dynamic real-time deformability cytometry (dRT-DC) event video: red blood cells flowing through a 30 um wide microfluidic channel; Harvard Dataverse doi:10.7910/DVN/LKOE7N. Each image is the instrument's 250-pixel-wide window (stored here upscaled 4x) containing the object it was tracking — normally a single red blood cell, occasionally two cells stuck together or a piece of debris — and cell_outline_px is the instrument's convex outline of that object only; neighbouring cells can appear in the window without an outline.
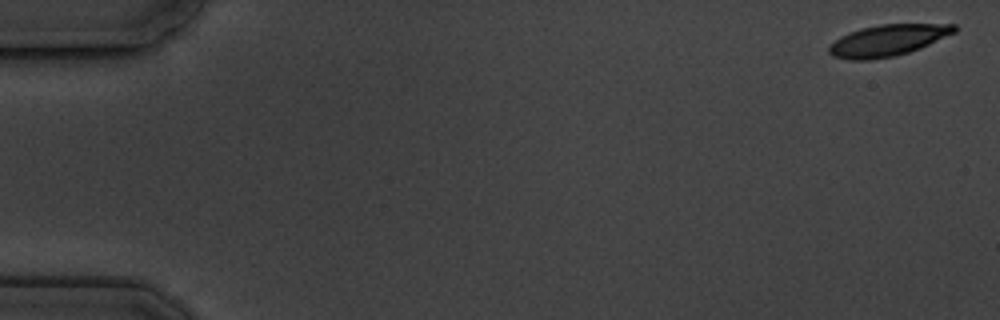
{"species": "common noctule bat (a hibernating species)", "species_latin": "Nyctalus noctula", "temperature_condition": "cold", "stored_images_in_passage": 8, "camera_frame_rate_fps": 3000, "um_per_image_px": 0.085, "animal": {"sex": "male", "body_mass_g": 19.5, "forearm_length_mm": 54.6}, "frame": {"image": 1, "passage_image": 1, "time_ms": 0.0, "image_size_px": [1000, 320], "cell_outline_px": [[956, 32], [920, 48], [908, 52], [892, 56], [868, 60], [848, 60], [832, 56], [828, 52], [828, 48], [840, 36], [860, 28], [880, 24], [956, 24]], "centroid_in_image_um": [75.44, 3.43], "position_along_channel_um": 9.6, "area_um2": 22.77}}
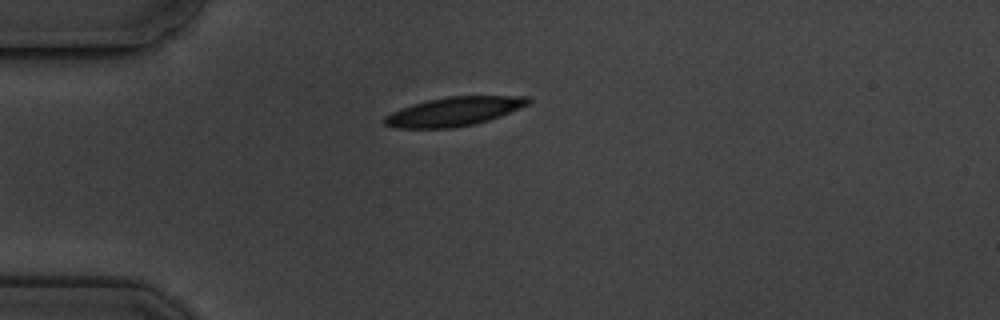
{"frame": {"image": 2, "passage_image": 5, "time_ms": 4.667, "image_size_px": [1000, 320], "cell_outline_px": [[532, 100], [528, 104], [500, 116], [476, 124], [452, 128], [396, 128], [384, 124], [384, 116], [392, 112], [412, 104], [428, 100], [448, 96], [528, 96]], "centroid_in_image_um": [38.58, 9.48], "position_along_channel_um": 46.4, "area_um2": 24.1}}
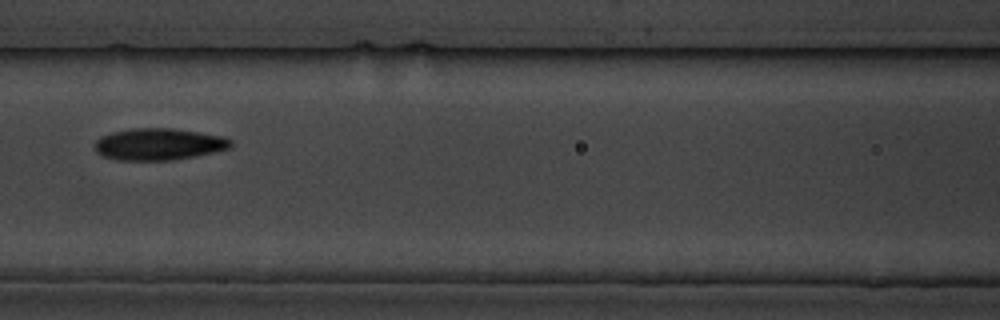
{"frame": {"image": 3, "passage_image": 8, "time_ms": 8.333, "image_size_px": [1000, 320], "cell_outline_px": [[232, 144], [228, 148], [196, 156], [172, 160], [116, 160], [100, 156], [96, 152], [96, 140], [100, 136], [112, 132], [132, 128], [172, 128], [200, 132], [224, 136], [232, 140]], "centroid_in_image_um": [13.47, 12.25], "position_along_channel_um": 153.1, "area_um2": 25.32}}